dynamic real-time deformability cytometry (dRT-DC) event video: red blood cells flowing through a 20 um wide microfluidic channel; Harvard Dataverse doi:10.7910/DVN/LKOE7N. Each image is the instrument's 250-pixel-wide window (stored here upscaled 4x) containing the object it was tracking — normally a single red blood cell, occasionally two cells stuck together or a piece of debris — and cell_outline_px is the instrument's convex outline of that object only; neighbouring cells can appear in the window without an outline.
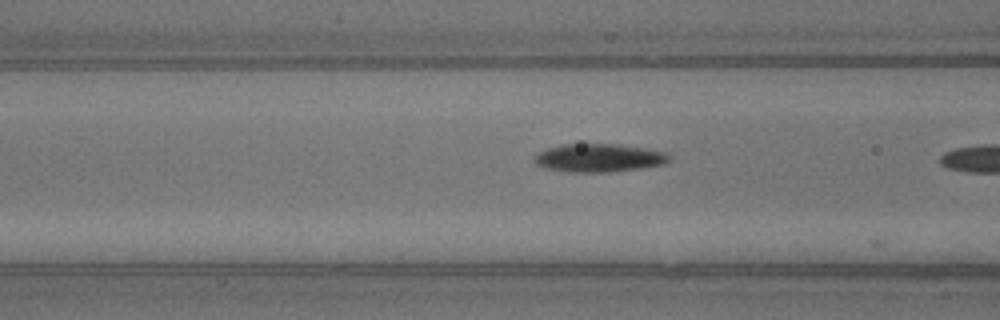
{"species": "common noctule bat (a hibernating species)", "species_latin": "Nyctalus noctula", "temperature_condition": "warm", "stored_images_in_passage": 6, "camera_frame_rate_fps": 3000, "um_per_image_px": 0.085, "animal": {"sex": "male", "body_mass_g": 13.3}, "frame": {"image": 1, "passage_image": 5, "time_ms": 1.333, "image_size_px": [1000, 320], "cell_outline_px": [[672, 156], [664, 164], [640, 168], [608, 172], [568, 172], [544, 168], [536, 164], [532, 160], [540, 152], [548, 148], [560, 144], [616, 144], [648, 148], [668, 152]], "centroid_in_image_um": [50.93, 13.41], "position_along_channel_um": 115.7, "area_um2": 22.31}}